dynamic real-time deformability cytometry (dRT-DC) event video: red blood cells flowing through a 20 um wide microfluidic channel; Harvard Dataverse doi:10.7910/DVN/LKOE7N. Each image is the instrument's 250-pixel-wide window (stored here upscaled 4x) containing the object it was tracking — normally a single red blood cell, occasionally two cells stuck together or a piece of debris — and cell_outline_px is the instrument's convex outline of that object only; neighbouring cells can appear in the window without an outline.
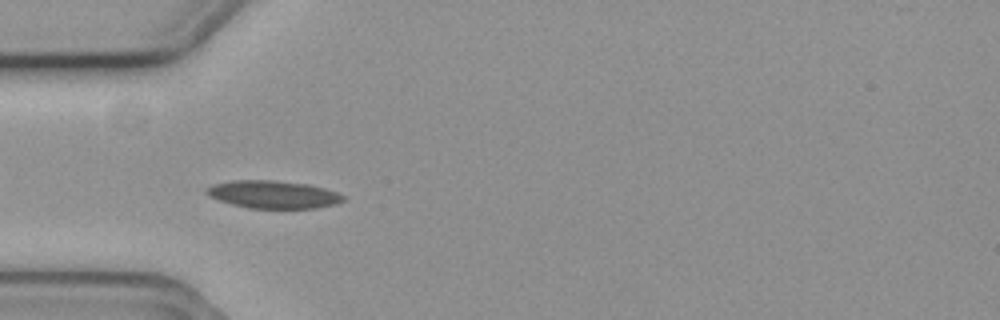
{"species": "common noctule bat (a hibernating species)", "species_latin": "Nyctalus noctula", "temperature_condition": "cold", "stored_images_in_passage": 45, "camera_frame_rate_fps": 3000, "um_per_image_px": 0.085, "animal": {"sex": "female", "body_mass_g": 19.3, "forearm_length_mm": 54.1}, "frame": {"image": 1, "passage_image": 6, "time_ms": 1.667, "image_size_px": [1000, 320], "cell_outline_px": [[344, 200], [336, 204], [316, 208], [248, 208], [232, 204], [208, 196], [204, 192], [208, 188], [216, 184], [232, 180], [272, 180], [308, 184], [324, 188], [336, 192], [344, 196]], "centroid_in_image_um": [23.23, 16.53], "position_along_channel_um": 61.8, "area_um2": 21.91}}
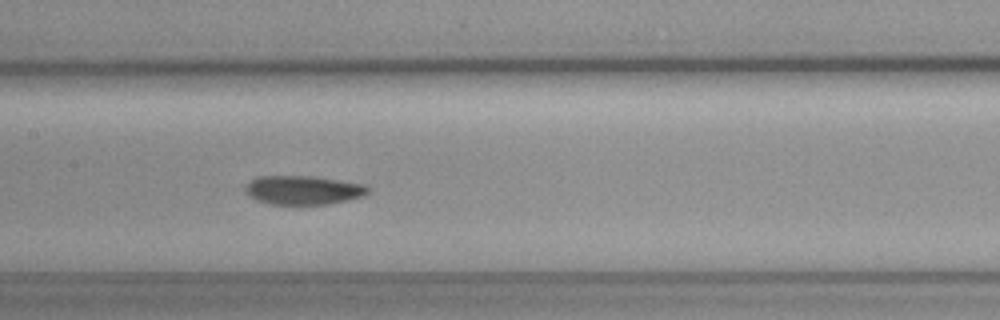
{"frame": {"image": 2, "passage_image": 16, "time_ms": 5.0, "image_size_px": [1000, 320], "cell_outline_px": [[372, 188], [364, 196], [348, 200], [328, 204], [272, 204], [256, 200], [248, 196], [244, 192], [244, 188], [256, 176], [316, 176], [364, 184]], "centroid_in_image_um": [25.79, 16.15], "position_along_channel_um": 181.6, "area_um2": 20.87}}
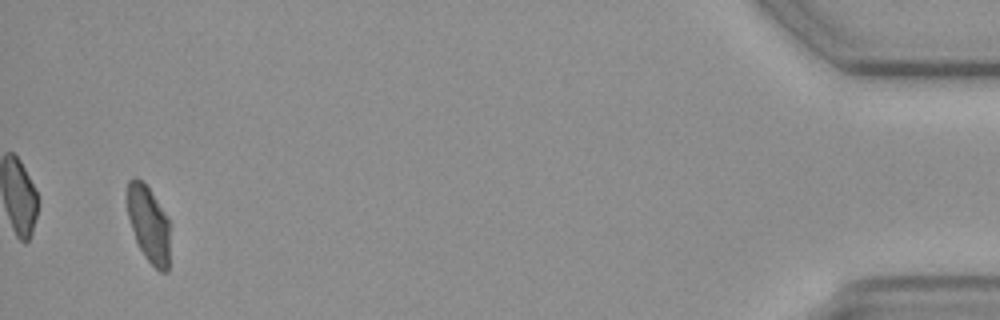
{"frame": {"image": 3, "passage_image": 43, "time_ms": 14.0, "image_size_px": [1000, 320], "cell_outline_px": [[168, 272], [160, 272], [144, 256], [136, 244], [128, 216], [128, 180], [136, 176], [148, 188], [168, 216]], "centroid_in_image_um": [12.62, 19.06], "position_along_channel_um": 422.6, "area_um2": 18.73}, "authors_computed_cell_mechanics": {"area_um2": 20.808, "velocity_mm_per_s": 3.655, "shape_relaxation_time_tau1_ms": 4.6383, "shape_relaxation_time_tau2_ms": null, "deformation_change_tau1": 0.1111, "deformation_change_tau2": null}}